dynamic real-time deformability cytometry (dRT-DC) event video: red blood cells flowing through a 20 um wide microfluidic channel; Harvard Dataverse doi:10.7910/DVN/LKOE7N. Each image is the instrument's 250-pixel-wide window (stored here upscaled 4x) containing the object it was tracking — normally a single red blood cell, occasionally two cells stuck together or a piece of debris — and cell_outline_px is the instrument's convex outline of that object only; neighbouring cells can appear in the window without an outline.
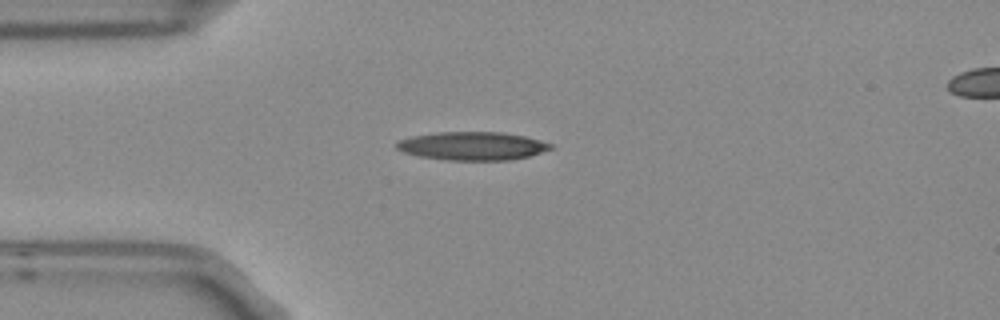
{"species": "Egyptian fruit bat (a non-hibernating species)", "species_latin": "Rousettus aegyptiacus", "temperature_condition": "room temperature", "stored_images_in_passage": 2, "segment_of_instrument_passage": [1, 2], "camera_frame_rate_fps": 3000, "um_per_image_px": 0.085, "frame": {"image": 1, "passage_image": 1, "time_ms": 0.0, "image_size_px": [1000, 320], "cell_outline_px": [[556, 148], [528, 156], [512, 160], [448, 160], [420, 156], [404, 152], [396, 148], [396, 144], [400, 140], [412, 136], [440, 132], [500, 132], [524, 136], [540, 140], [552, 144]], "centroid_in_image_um": [40.2, 12.41], "position_along_channel_um": 44.8, "area_um2": 25.32}}